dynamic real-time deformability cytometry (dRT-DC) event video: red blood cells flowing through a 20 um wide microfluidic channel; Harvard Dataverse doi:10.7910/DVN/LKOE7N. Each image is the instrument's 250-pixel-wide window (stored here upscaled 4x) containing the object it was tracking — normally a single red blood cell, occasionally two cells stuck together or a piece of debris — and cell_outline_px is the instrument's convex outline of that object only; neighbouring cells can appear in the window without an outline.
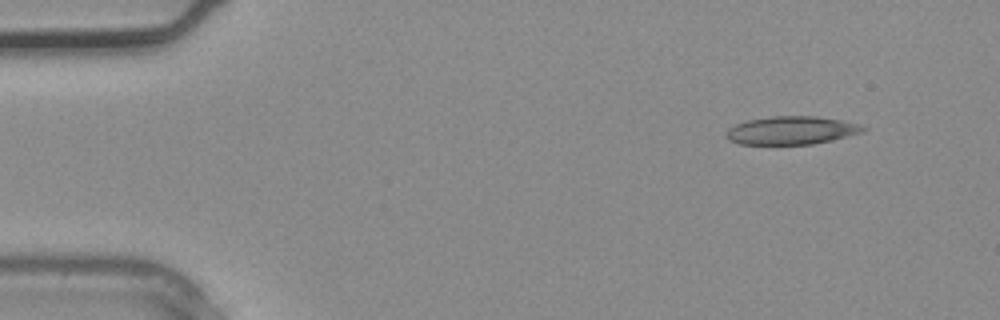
{"species": "common noctule bat (a hibernating species)", "species_latin": "Nyctalus noctula", "temperature_condition": "warm", "stored_images_in_passage": 3, "camera_frame_rate_fps": 3000, "um_per_image_px": 0.085, "animal": {"sex": "male", "body_mass_g": 20.4}, "frame": {"image": 1, "passage_image": 1, "time_ms": 0.0, "image_size_px": [1000, 320], "cell_outline_px": [[868, 128], [864, 132], [832, 140], [812, 144], [740, 144], [728, 140], [724, 136], [724, 132], [728, 128], [744, 120], [772, 116], [816, 116], [840, 120], [860, 124]], "centroid_in_image_um": [67.24, 11.08], "position_along_channel_um": 17.8, "area_um2": 22.72}}
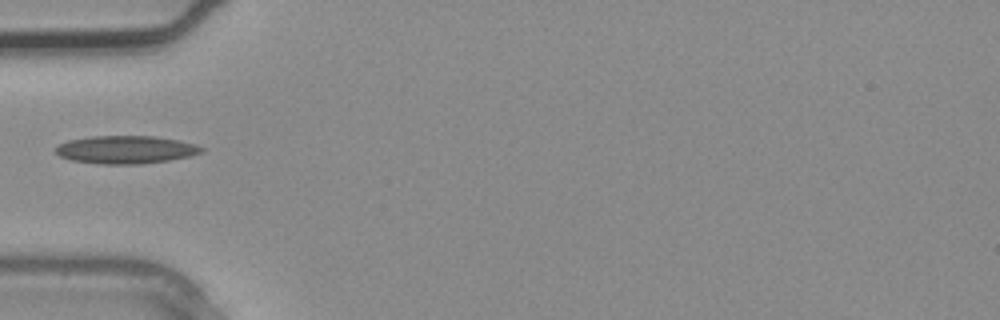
{"frame": {"image": 2, "passage_image": 3, "time_ms": 0.667, "image_size_px": [1000, 320], "cell_outline_px": [[204, 152], [188, 156], [168, 160], [140, 164], [100, 164], [72, 160], [60, 156], [56, 152], [56, 148], [60, 144], [68, 140], [92, 136], [156, 136], [180, 140], [196, 144], [204, 148]], "centroid_in_image_um": [10.73, 12.71], "position_along_channel_um": 74.3, "area_um2": 23.7}}